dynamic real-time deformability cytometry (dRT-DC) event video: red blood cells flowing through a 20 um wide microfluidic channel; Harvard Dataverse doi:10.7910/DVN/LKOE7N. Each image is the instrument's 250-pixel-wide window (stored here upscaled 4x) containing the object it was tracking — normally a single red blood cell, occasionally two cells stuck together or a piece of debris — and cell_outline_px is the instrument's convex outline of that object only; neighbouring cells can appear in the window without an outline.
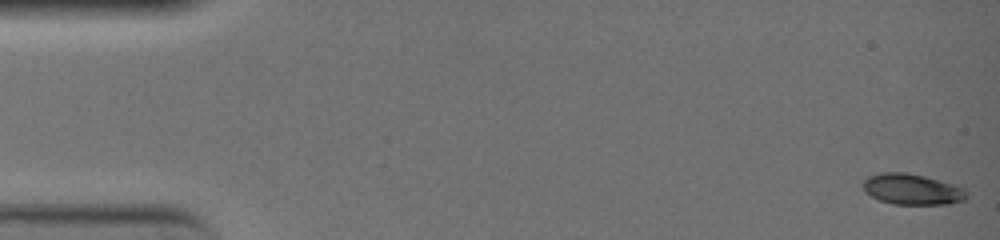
{"species": "common noctule bat (a hibernating species)", "species_latin": "Nyctalus noctula", "temperature_condition": "warm", "stored_images_in_passage": 31, "camera_frame_rate_fps": 3000, "um_per_image_px": 0.085, "animal": {"sex": "female", "body_mass_g": 19.0, "forearm_length_mm": 51.5}, "frame": {"image": 1, "passage_image": 1, "time_ms": 0.0, "image_size_px": [1000, 240], "cell_outline_px": [[968, 196], [964, 200], [948, 204], [892, 204], [880, 200], [864, 192], [860, 184], [868, 176], [884, 172], [908, 172], [940, 180], [964, 188], [968, 192]], "centroid_in_image_um": [77.51, 16.08], "position_along_channel_um": 7.5, "area_um2": 18.79}}
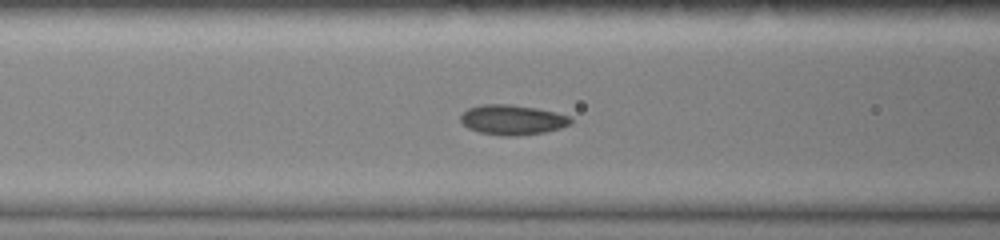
{"frame": {"image": 2, "passage_image": 21, "time_ms": 6.667, "image_size_px": [1000, 240], "cell_outline_px": [[572, 124], [560, 128], [544, 132], [516, 136], [500, 136], [480, 132], [468, 128], [460, 120], [460, 116], [468, 108], [480, 104], [508, 104], [536, 108], [556, 112], [568, 116], [572, 120]], "centroid_in_image_um": [43.55, 10.18], "position_along_channel_um": 123.1, "area_um2": 19.25}}
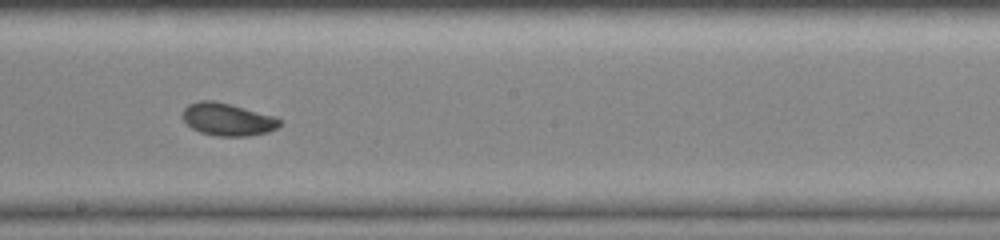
{"frame": {"image": 3, "passage_image": 29, "time_ms": 9.333, "image_size_px": [1000, 240], "cell_outline_px": [[280, 124], [276, 128], [268, 132], [248, 136], [216, 136], [200, 132], [192, 128], [180, 116], [184, 108], [188, 104], [200, 100], [216, 100], [276, 116], [280, 120]], "centroid_in_image_um": [19.32, 10.13], "position_along_channel_um": 228.9, "area_um2": 18.61}}